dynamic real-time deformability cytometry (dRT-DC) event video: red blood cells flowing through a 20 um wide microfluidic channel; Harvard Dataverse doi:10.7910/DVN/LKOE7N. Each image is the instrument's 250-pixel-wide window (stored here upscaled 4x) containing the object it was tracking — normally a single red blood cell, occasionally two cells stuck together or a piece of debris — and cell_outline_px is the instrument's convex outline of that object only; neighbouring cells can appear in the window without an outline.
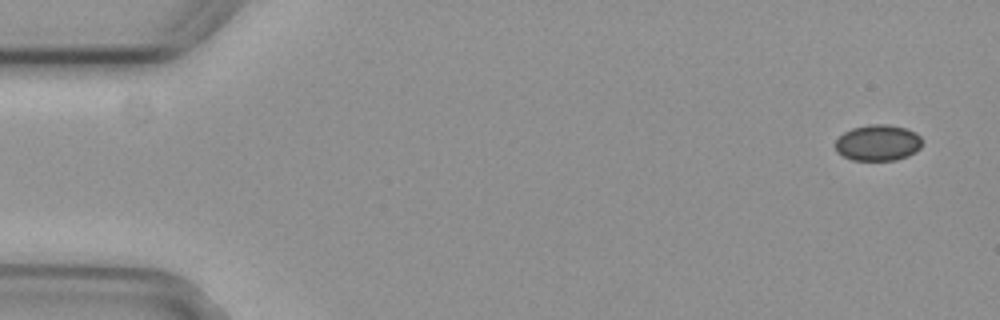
{"species": "common noctule bat (a hibernating species)", "species_latin": "Nyctalus noctula", "temperature_condition": "cold", "stored_images_in_passage": 4, "camera_frame_rate_fps": 3000, "um_per_image_px": 0.085, "animal": {"sex": "female", "body_mass_g": 29.2, "forearm_length_mm": 56.3}, "frame": {"image": 1, "passage_image": 1, "time_ms": 0.0, "image_size_px": [1000, 320], "cell_outline_px": [[920, 148], [916, 152], [908, 156], [896, 160], [852, 160], [836, 152], [836, 140], [844, 132], [852, 128], [868, 124], [888, 124], [904, 128], [916, 132], [920, 136]], "centroid_in_image_um": [74.62, 12.13], "position_along_channel_um": 10.4, "area_um2": 18.26}}
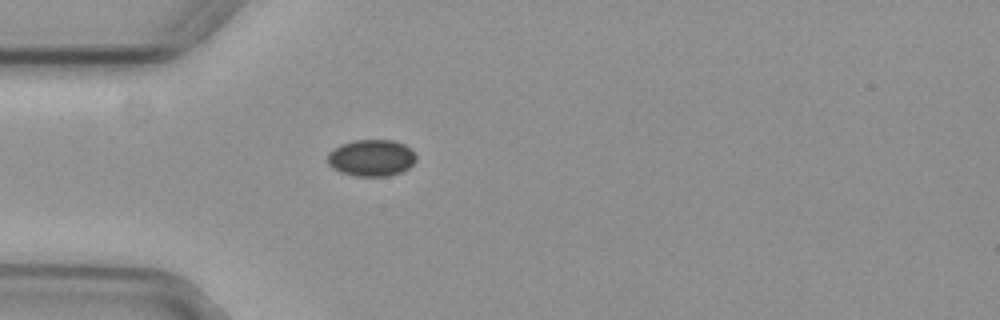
{"frame": {"image": 2, "passage_image": 4, "time_ms": 1.0, "image_size_px": [1000, 320], "cell_outline_px": [[416, 160], [408, 168], [400, 172], [388, 176], [356, 176], [340, 172], [332, 168], [328, 164], [328, 156], [340, 144], [356, 140], [392, 140], [404, 144], [416, 156]], "centroid_in_image_um": [31.57, 13.43], "position_along_channel_um": 53.4, "area_um2": 18.67}}